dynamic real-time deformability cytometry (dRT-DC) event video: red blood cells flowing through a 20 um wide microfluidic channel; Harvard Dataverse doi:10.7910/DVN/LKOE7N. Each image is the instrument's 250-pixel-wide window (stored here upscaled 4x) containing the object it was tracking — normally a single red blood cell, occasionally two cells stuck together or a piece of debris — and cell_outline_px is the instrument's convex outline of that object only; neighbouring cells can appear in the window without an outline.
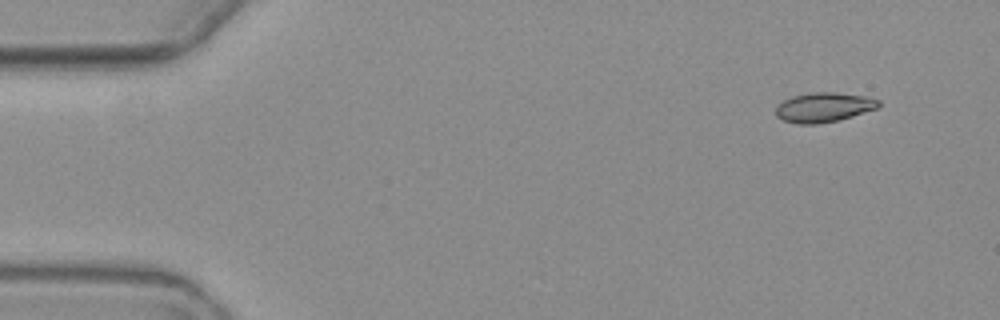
{"species": "common noctule bat (a hibernating species)", "species_latin": "Nyctalus noctula", "temperature_condition": "warm", "stored_images_in_passage": 5, "camera_frame_rate_fps": 3000, "um_per_image_px": 0.085, "animal": {"sex": "female", "body_mass_g": 19.3, "forearm_length_mm": 54.1}, "frame": {"image": 1, "passage_image": 1, "time_ms": 0.0, "image_size_px": [1000, 320], "cell_outline_px": [[880, 104], [876, 108], [852, 116], [836, 120], [816, 124], [800, 124], [784, 120], [776, 116], [776, 108], [784, 100], [792, 96], [812, 92], [836, 92], [864, 96], [880, 100]], "centroid_in_image_um": [70.01, 9.11], "position_along_channel_um": 15.0, "area_um2": 17.46}}
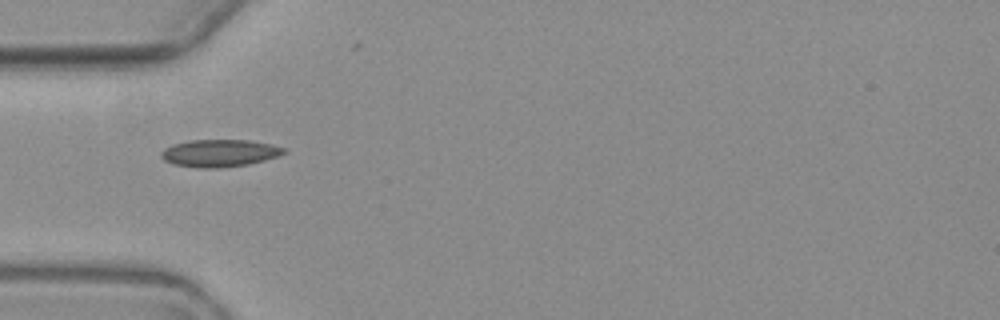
{"frame": {"image": 2, "passage_image": 5, "time_ms": 4.667, "image_size_px": [1000, 320], "cell_outline_px": [[288, 152], [264, 160], [248, 164], [216, 168], [200, 168], [172, 164], [164, 160], [160, 156], [160, 152], [164, 148], [172, 144], [188, 140], [248, 140], [272, 144], [288, 148]], "centroid_in_image_um": [18.65, 13.0], "position_along_channel_um": 66.3, "area_um2": 19.71}}